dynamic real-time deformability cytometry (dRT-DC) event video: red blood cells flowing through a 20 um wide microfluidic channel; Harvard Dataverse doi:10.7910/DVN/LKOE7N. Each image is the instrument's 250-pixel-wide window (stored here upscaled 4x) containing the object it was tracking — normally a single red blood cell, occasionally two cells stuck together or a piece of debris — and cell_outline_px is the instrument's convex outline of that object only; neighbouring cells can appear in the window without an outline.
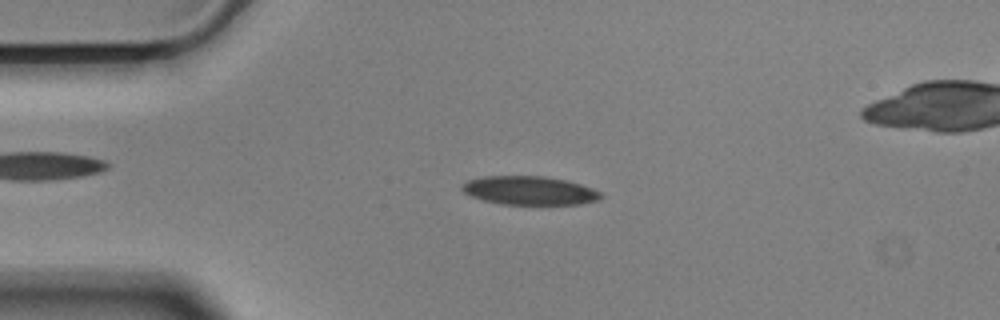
{"species": "Egyptian fruit bat (a non-hibernating species)", "species_latin": "Rousettus aegyptiacus", "temperature_condition": "cold", "stored_images_in_passage": 51, "camera_frame_rate_fps": 3000, "um_per_image_px": 0.085, "animal": {"sex": "male"}, "frame": {"image": 1, "passage_image": 7, "time_ms": 2.0, "image_size_px": [1000, 320], "cell_outline_px": [[604, 196], [600, 200], [580, 204], [500, 204], [484, 200], [472, 196], [464, 192], [460, 188], [460, 184], [468, 180], [484, 176], [544, 176], [564, 180], [580, 184], [592, 188], [600, 192]], "centroid_in_image_um": [45.0, 16.19], "position_along_channel_um": 40.0, "area_um2": 23.18}}
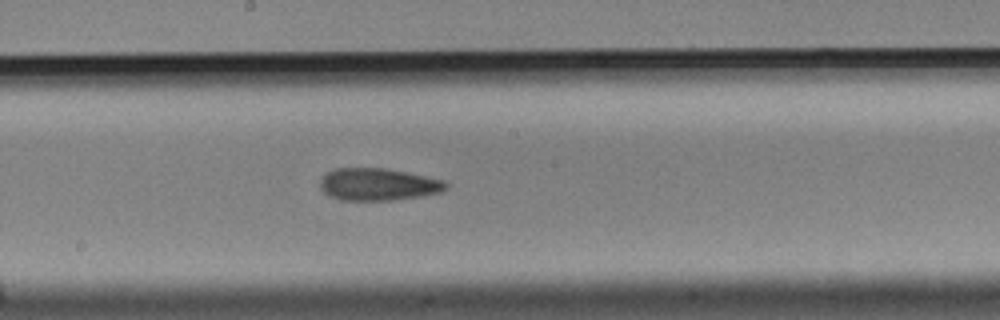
{"frame": {"image": 2, "passage_image": 24, "time_ms": 7.667, "image_size_px": [1000, 320], "cell_outline_px": [[448, 188], [440, 192], [424, 196], [392, 200], [340, 200], [328, 196], [320, 188], [320, 180], [328, 172], [336, 168], [384, 168], [444, 180], [448, 184]], "centroid_in_image_um": [32.14, 15.68], "position_along_channel_um": 216.1, "area_um2": 23.64}}
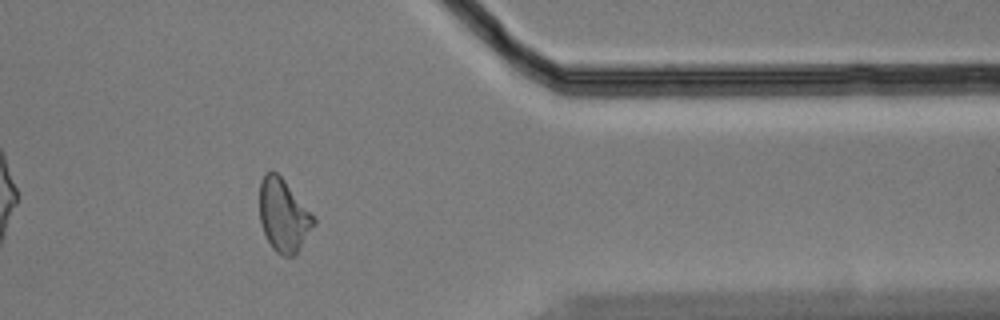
{"frame": {"image": 3, "passage_image": 40, "time_ms": 13.0, "image_size_px": [1000, 320], "cell_outline_px": [[316, 224], [296, 252], [292, 256], [284, 256], [276, 252], [272, 248], [260, 224], [260, 180], [264, 172], [272, 168], [284, 180], [316, 220]], "centroid_in_image_um": [24.06, 18.28], "position_along_channel_um": 387.3, "area_um2": 22.66}}